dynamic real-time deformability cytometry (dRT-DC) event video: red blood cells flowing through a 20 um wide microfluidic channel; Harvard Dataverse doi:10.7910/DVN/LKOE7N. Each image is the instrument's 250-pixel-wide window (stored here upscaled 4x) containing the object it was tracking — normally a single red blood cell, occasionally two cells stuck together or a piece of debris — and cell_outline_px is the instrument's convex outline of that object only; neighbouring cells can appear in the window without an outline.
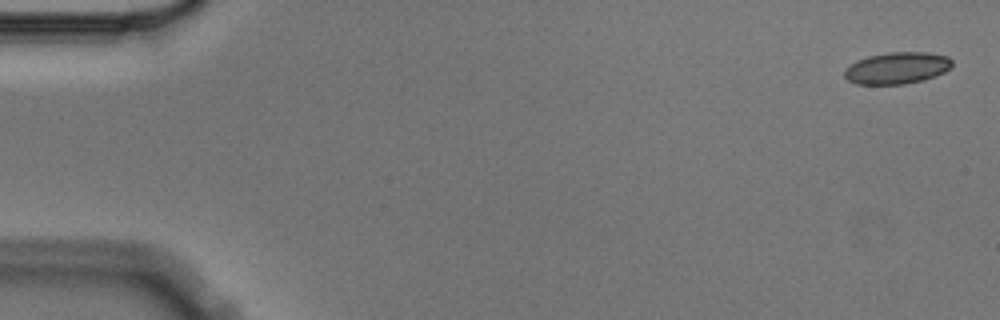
{"species": "Egyptian fruit bat (a non-hibernating species)", "species_latin": "Rousettus aegyptiacus", "temperature_condition": "cold", "stored_images_in_passage": 5, "camera_frame_rate_fps": 3000, "um_per_image_px": 0.085, "animal": {"sex": "male"}, "frame": {"image": 1, "passage_image": 1, "time_ms": 0.0, "image_size_px": [1000, 320], "cell_outline_px": [[952, 68], [944, 72], [924, 80], [904, 84], [856, 84], [848, 80], [844, 76], [844, 72], [856, 60], [868, 56], [888, 52], [928, 52], [948, 56], [952, 60]], "centroid_in_image_um": [76.28, 5.78], "position_along_channel_um": 8.7, "area_um2": 19.94}}
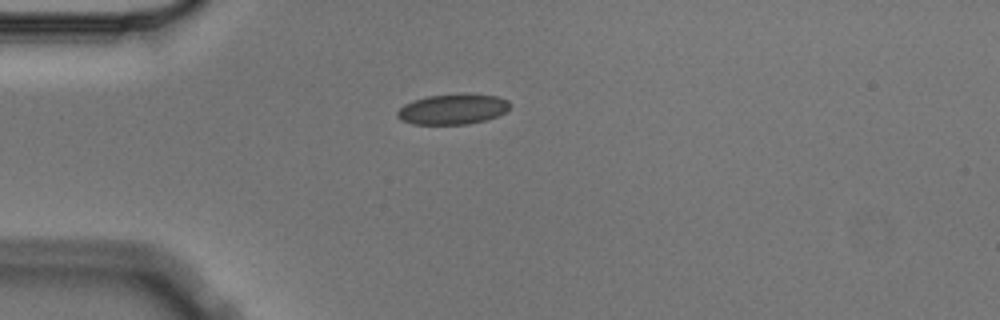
{"frame": {"image": 2, "passage_image": 4, "time_ms": 1.0, "image_size_px": [1000, 320], "cell_outline_px": [[512, 104], [504, 112], [488, 120], [468, 124], [412, 124], [400, 120], [396, 116], [396, 112], [404, 104], [412, 100], [428, 96], [460, 92], [464, 92], [496, 96], [508, 100]], "centroid_in_image_um": [38.48, 9.26], "position_along_channel_um": 46.5, "area_um2": 20.4}}
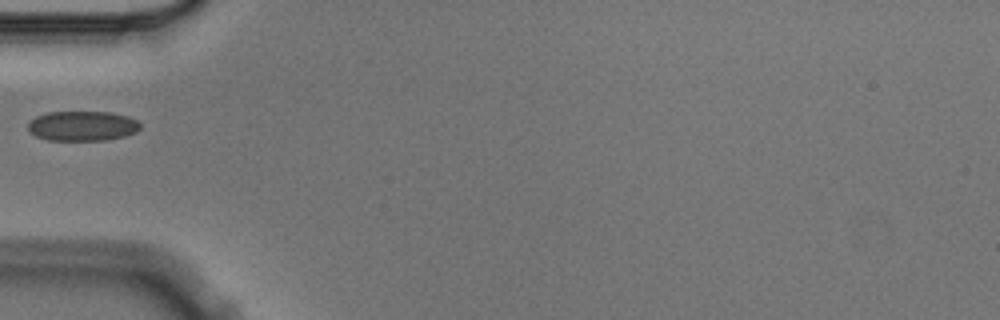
{"frame": {"image": 3, "passage_image": 5, "time_ms": 1.333, "image_size_px": [1000, 320], "cell_outline_px": [[140, 128], [136, 132], [124, 136], [104, 140], [48, 140], [36, 136], [28, 128], [28, 124], [36, 116], [48, 112], [112, 112], [128, 116], [136, 120], [140, 124]], "centroid_in_image_um": [7.02, 10.7], "position_along_channel_um": 78.0, "area_um2": 19.42}}